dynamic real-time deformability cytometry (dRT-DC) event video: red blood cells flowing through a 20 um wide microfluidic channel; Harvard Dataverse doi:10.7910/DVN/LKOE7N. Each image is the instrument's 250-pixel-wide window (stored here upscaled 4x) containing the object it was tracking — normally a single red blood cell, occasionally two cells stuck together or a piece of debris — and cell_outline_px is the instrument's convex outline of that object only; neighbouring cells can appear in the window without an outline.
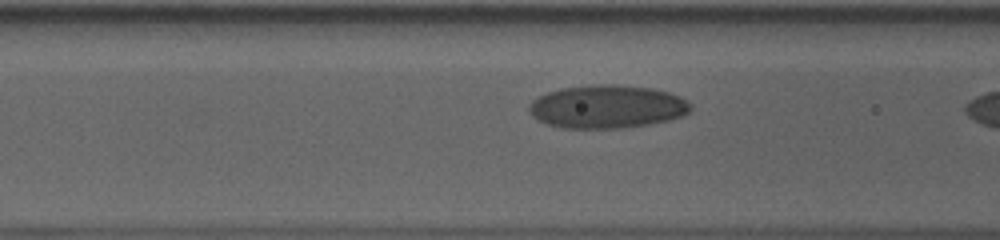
{"species": "human", "species_latin": "Homo sapiens", "temperature_condition": "cold", "stored_images_in_passage": 15, "camera_frame_rate_fps": 3000, "um_per_image_px": 0.085, "donor": {"sex": "male"}, "frame": {"image": 1, "passage_image": 14, "time_ms": 4.333, "image_size_px": [1000, 240], "cell_outline_px": [[692, 112], [668, 120], [648, 124], [624, 128], [560, 128], [548, 124], [532, 116], [528, 108], [528, 104], [532, 100], [548, 92], [560, 88], [592, 84], [616, 84], [652, 88], [668, 92], [680, 96], [692, 104]], "centroid_in_image_um": [51.61, 9.06], "position_along_channel_um": 115.0, "area_um2": 40.92}}